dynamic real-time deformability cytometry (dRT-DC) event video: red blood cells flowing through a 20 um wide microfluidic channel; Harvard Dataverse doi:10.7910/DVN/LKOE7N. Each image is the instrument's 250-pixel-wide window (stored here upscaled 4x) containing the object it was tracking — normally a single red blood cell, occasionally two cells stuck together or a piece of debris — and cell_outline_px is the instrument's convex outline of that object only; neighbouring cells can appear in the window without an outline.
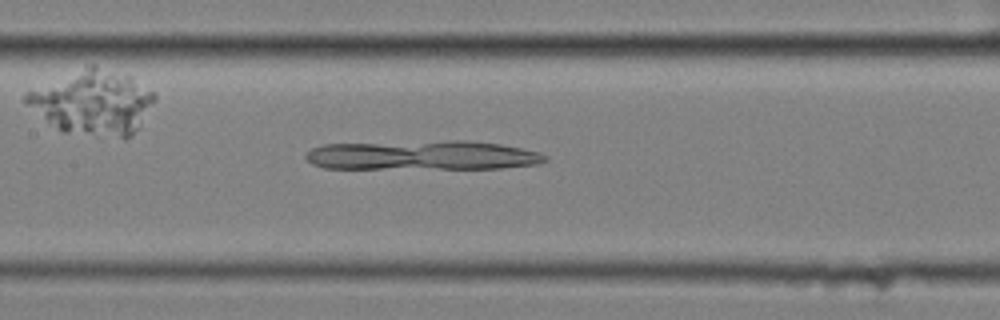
{"species": "common noctule bat (a hibernating species)", "species_latin": "Nyctalus noctula", "temperature_condition": "cold", "stored_images_in_passage": 42, "camera_frame_rate_fps": 3000, "um_per_image_px": 0.085, "animal": {"sex": "female", "body_mass_g": 25.1}, "frame": {"image": 1, "passage_image": 19, "time_ms": 6.0, "image_size_px": [1000, 320], "cell_outline_px": [[548, 160], [536, 164], [500, 168], [324, 168], [312, 164], [304, 156], [312, 148], [324, 144], [452, 140], [464, 140], [500, 144], [540, 152], [548, 156]], "centroid_in_image_um": [35.91, 13.19], "position_along_channel_um": 171.5, "area_um2": 40.98}}
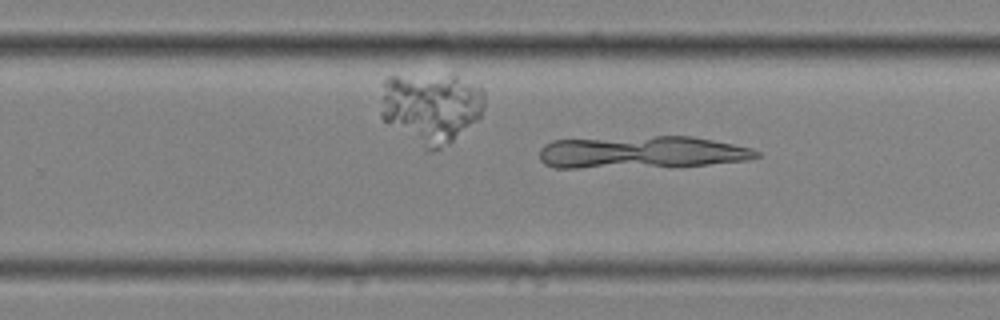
{"frame": {"image": 2, "passage_image": 28, "time_ms": 9.0, "image_size_px": [1000, 320], "cell_outline_px": [[760, 156], [748, 160], [680, 168], [556, 168], [544, 164], [540, 160], [540, 148], [544, 144], [552, 140], [656, 136], [692, 136], [752, 148], [760, 152]], "centroid_in_image_um": [54.57, 12.98], "position_along_channel_um": 275.2, "area_um2": 42.14}}
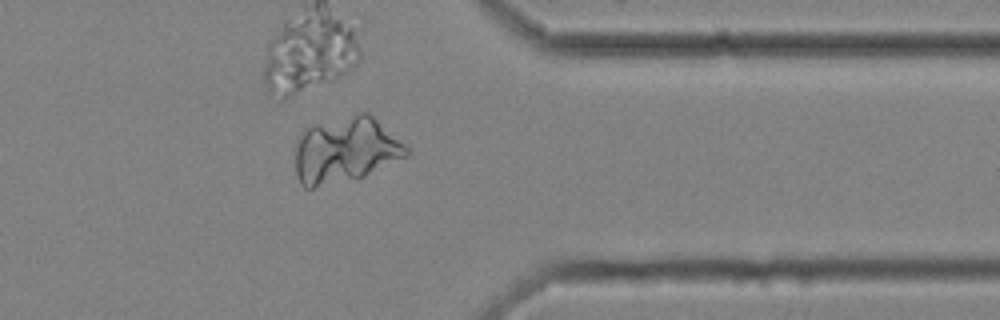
{"frame": {"image": 3, "passage_image": 38, "time_ms": 12.333, "image_size_px": [1000, 320], "cell_outline_px": [[408, 156], [364, 176], [312, 188], [304, 188], [300, 184], [296, 176], [292, 148], [300, 132], [304, 128], [312, 124], [356, 112], [368, 112], [404, 144], [408, 148]], "centroid_in_image_um": [29.26, 12.73], "position_along_channel_um": 382.1, "area_um2": 43.41}}